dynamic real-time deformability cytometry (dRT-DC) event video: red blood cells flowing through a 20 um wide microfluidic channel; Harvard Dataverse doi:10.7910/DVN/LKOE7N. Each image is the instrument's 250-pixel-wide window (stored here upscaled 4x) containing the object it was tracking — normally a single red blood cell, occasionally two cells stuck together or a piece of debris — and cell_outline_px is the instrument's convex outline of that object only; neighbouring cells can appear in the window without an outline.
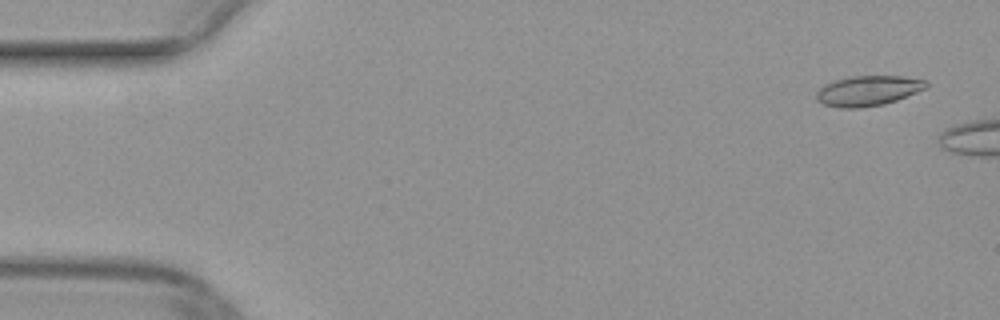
{"species": "common noctule bat (a hibernating species)", "species_latin": "Nyctalus noctula", "temperature_condition": "warm", "stored_images_in_passage": 7, "camera_frame_rate_fps": 3000, "um_per_image_px": 0.085, "animal": {"sex": "female", "body_mass_g": 29.2, "forearm_length_mm": 56.3}, "frame": {"image": 1, "passage_image": 3, "time_ms": 0.667, "image_size_px": [1000, 320], "cell_outline_px": [[928, 88], [896, 100], [884, 104], [860, 108], [840, 108], [824, 104], [816, 100], [816, 92], [824, 84], [836, 80], [852, 76], [904, 76], [928, 80]], "centroid_in_image_um": [73.81, 7.71], "position_along_channel_um": 11.2, "area_um2": 19.42}}